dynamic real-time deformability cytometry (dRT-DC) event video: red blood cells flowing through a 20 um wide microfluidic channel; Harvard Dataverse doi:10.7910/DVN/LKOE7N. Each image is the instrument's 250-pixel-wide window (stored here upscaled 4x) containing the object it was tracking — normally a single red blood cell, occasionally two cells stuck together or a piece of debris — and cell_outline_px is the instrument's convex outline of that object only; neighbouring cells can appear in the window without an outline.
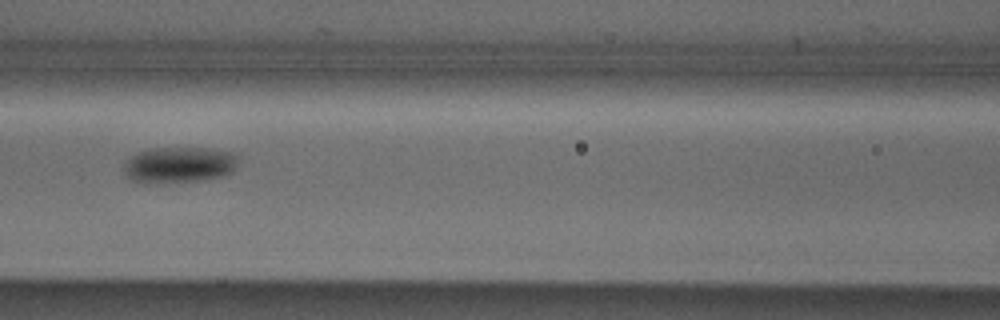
{"species": "Egyptian fruit bat (a non-hibernating species)", "species_latin": "Rousettus aegyptiacus", "temperature_condition": "cold", "stored_images_in_passage": 6, "camera_frame_rate_fps": 3000, "um_per_image_px": 0.085, "animal": {"sex": "male"}, "frame": {"image": 1, "passage_image": 6, "time_ms": 1.667, "image_size_px": [1000, 320], "cell_outline_px": [[240, 156], [236, 168], [232, 172], [224, 176], [200, 180], [164, 184], [144, 184], [132, 180], [124, 172], [124, 164], [128, 156], [136, 152], [152, 148], [204, 148], [232, 152]], "centroid_in_image_um": [15.21, 14.03], "position_along_channel_um": 151.4, "area_um2": 24.68}}